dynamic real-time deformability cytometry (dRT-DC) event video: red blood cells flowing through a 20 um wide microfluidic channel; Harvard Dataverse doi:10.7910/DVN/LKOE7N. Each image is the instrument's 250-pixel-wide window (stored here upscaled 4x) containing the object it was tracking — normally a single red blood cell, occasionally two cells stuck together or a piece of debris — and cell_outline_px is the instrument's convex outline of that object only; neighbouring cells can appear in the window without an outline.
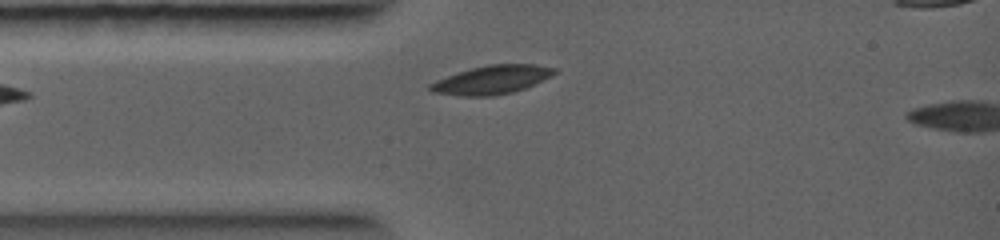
{"species": "common noctule bat (a hibernating species)", "species_latin": "Nyctalus noctula", "temperature_condition": "warm", "stored_images_in_passage": 3, "camera_frame_rate_fps": 5000, "um_per_image_px": 0.085, "animal": {"sex": "female", "body_mass_g": 19.0, "forearm_length_mm": 56.7}, "frame": {"image": 1, "passage_image": 3, "time_ms": 1.2, "image_size_px": [1000, 240], "cell_outline_px": [[556, 72], [552, 76], [524, 88], [512, 92], [492, 96], [460, 96], [432, 92], [428, 88], [428, 84], [436, 80], [472, 68], [488, 64], [536, 64], [556, 68]], "centroid_in_image_um": [41.8, 6.78], "position_along_channel_um": 43.2, "area_um2": 20.58}}